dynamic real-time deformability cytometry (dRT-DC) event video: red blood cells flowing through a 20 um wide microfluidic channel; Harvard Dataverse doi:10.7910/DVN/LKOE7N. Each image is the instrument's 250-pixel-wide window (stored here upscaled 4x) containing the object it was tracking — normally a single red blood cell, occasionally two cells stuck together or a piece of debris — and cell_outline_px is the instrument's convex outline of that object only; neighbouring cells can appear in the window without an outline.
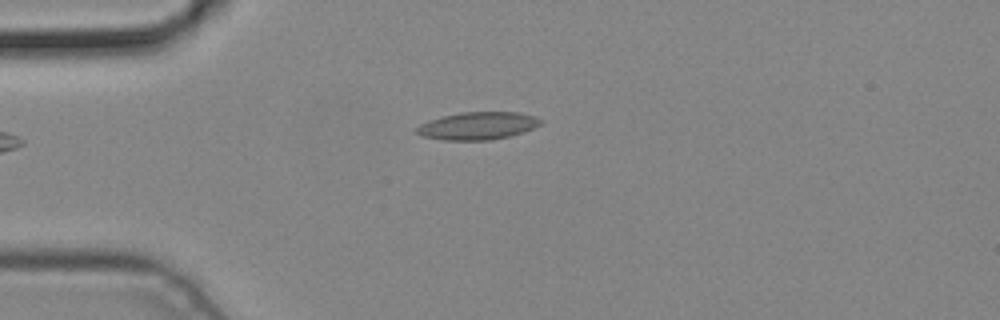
{"species": "common noctule bat (a hibernating species)", "species_latin": "Nyctalus noctula", "temperature_condition": "cold", "stored_images_in_passage": 2, "camera_frame_rate_fps": 3000, "um_per_image_px": 0.085, "animal": {"sex": "male", "body_mass_g": 19.2, "forearm_length_mm": 51.8}, "frame": {"image": 1, "passage_image": 2, "time_ms": 0.333, "image_size_px": [1000, 320], "cell_outline_px": [[544, 120], [540, 124], [524, 132], [508, 136], [488, 140], [444, 140], [420, 136], [416, 132], [416, 128], [420, 124], [428, 120], [460, 112], [520, 112], [536, 116]], "centroid_in_image_um": [40.61, 10.69], "position_along_channel_um": 44.4, "area_um2": 20.0}}